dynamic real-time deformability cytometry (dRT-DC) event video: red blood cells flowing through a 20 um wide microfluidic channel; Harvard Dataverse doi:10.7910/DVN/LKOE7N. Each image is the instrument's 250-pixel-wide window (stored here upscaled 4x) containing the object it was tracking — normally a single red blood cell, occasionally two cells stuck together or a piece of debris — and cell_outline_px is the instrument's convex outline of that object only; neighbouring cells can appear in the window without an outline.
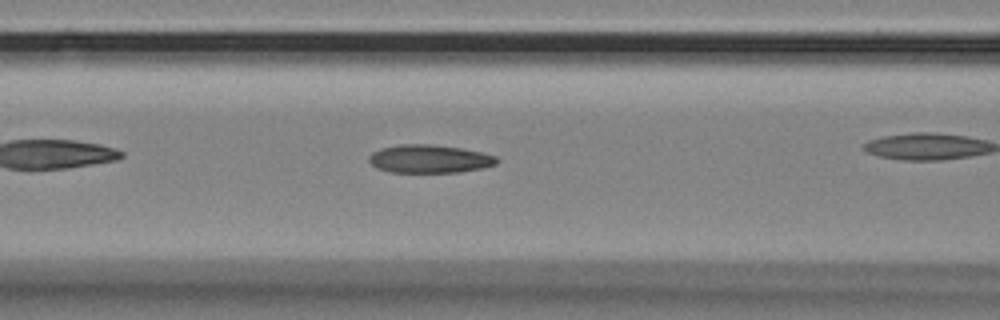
{"species": "Egyptian fruit bat (a non-hibernating species)", "species_latin": "Rousettus aegyptiacus", "temperature_condition": "room temperature", "stored_images_in_passage": 32, "camera_frame_rate_fps": 3000, "um_per_image_px": 0.085, "animal": {"sex": "female"}, "frame": {"image": 1, "passage_image": 10, "time_ms": 3.0, "image_size_px": [1000, 320], "cell_outline_px": [[500, 160], [496, 164], [484, 168], [460, 172], [388, 172], [376, 168], [368, 160], [368, 156], [372, 152], [380, 148], [400, 144], [428, 144], [460, 148], [480, 152], [496, 156]], "centroid_in_image_um": [36.49, 13.51], "position_along_channel_um": 130.1, "area_um2": 21.1}}